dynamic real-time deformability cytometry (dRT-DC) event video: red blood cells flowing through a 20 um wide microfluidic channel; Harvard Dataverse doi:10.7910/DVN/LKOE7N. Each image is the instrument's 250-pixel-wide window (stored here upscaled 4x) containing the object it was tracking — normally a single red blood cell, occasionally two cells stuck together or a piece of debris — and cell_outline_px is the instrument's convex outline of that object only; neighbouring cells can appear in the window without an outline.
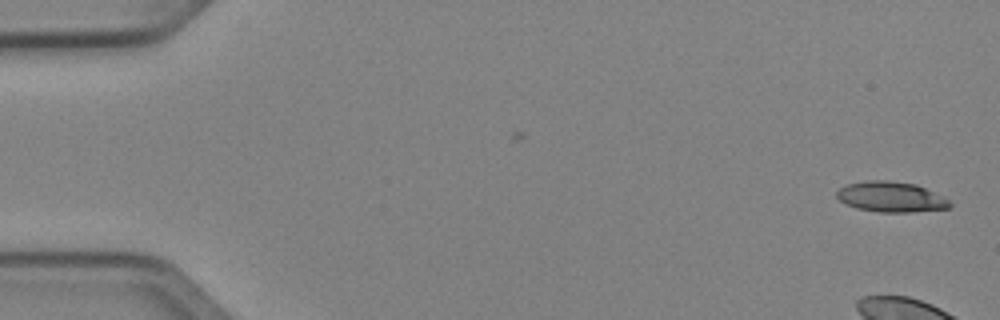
{"species": "Egyptian fruit bat (a non-hibernating species)", "species_latin": "Rousettus aegyptiacus", "temperature_condition": "cold", "stored_images_in_passage": 7, "camera_frame_rate_fps": 3000, "um_per_image_px": 0.085, "animal": {"sex": "female"}, "frame": {"image": 1, "passage_image": 1, "time_ms": 0.0, "image_size_px": [1000, 320], "cell_outline_px": [[952, 204], [948, 208], [912, 212], [880, 212], [856, 208], [840, 200], [836, 196], [836, 192], [840, 188], [848, 184], [872, 180], [888, 180], [916, 184], [944, 196]], "centroid_in_image_um": [75.76, 16.73], "position_along_channel_um": 9.2, "area_um2": 19.88}}